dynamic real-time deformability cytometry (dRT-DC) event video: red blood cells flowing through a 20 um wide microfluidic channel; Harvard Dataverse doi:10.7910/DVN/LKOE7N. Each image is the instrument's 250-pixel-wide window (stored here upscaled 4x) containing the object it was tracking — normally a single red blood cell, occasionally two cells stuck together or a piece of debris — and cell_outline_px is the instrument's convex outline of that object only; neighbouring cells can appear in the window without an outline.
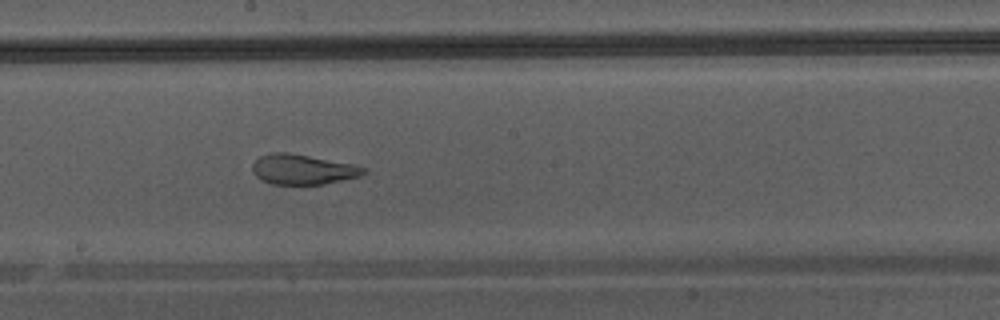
{"species": "Egyptian fruit bat (a non-hibernating species)", "species_latin": "Rousettus aegyptiacus", "temperature_condition": "warm", "stored_images_in_passage": 48, "camera_frame_rate_fps": 3000, "um_per_image_px": 0.085, "animal": {"sex": "male"}, "frame": {"image": 1, "passage_image": 28, "time_ms": 9.0, "image_size_px": [1000, 320], "cell_outline_px": [[368, 172], [360, 176], [324, 184], [272, 184], [260, 180], [252, 172], [252, 164], [260, 156], [272, 152], [288, 152], [352, 164], [364, 168]], "centroid_in_image_um": [25.7, 14.4], "position_along_channel_um": 222.5, "area_um2": 19.42}}